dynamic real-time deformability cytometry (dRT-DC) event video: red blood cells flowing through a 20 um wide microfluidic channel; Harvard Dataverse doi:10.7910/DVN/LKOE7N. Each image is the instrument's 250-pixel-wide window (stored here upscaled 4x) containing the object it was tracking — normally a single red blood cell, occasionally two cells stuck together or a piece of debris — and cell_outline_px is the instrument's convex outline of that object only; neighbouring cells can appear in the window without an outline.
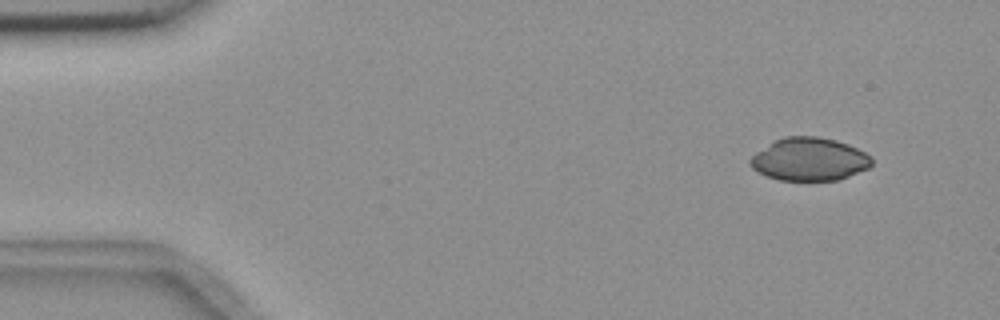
{"species": "common noctule bat (a hibernating species)", "species_latin": "Nyctalus noctula", "temperature_condition": "room temperature", "stored_images_in_passage": 3, "camera_frame_rate_fps": 3000, "um_per_image_px": 0.085, "animal": {"sex": "female", "body_mass_g": 18.4}, "frame": {"image": 1, "passage_image": 1, "time_ms": 0.0, "image_size_px": [1000, 320], "cell_outline_px": [[872, 164], [868, 168], [848, 176], [836, 180], [780, 180], [768, 176], [752, 168], [748, 164], [748, 160], [756, 152], [776, 140], [784, 136], [816, 136], [836, 140], [848, 144], [872, 156]], "centroid_in_image_um": [68.79, 13.53], "position_along_channel_um": 16.2, "area_um2": 30.23}}